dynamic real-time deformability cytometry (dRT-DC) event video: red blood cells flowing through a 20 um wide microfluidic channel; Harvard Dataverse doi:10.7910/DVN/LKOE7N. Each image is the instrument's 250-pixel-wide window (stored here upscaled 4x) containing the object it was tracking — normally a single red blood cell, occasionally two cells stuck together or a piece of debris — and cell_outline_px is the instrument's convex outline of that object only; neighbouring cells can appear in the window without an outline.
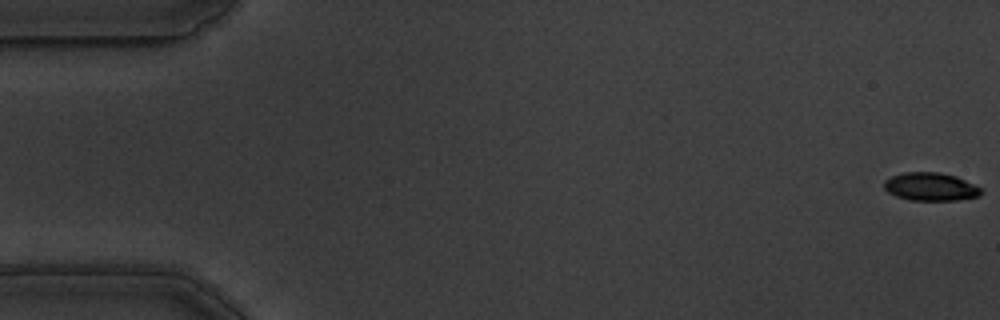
{"species": "common noctule bat (a hibernating species)", "species_latin": "Nyctalus noctula", "temperature_condition": "warm", "stored_images_in_passage": 58, "camera_frame_rate_fps": 3000, "um_per_image_px": 0.085, "animal": {"sex": "male", "body_mass_g": 19.5, "forearm_length_mm": 54.6}, "frame": {"image": 1, "passage_image": 1, "time_ms": 0.0, "image_size_px": [1000, 320], "cell_outline_px": [[984, 192], [980, 196], [956, 200], [908, 200], [896, 196], [888, 192], [884, 188], [884, 180], [892, 176], [904, 172], [940, 172], [956, 176], [984, 188]], "centroid_in_image_um": [79.14, 15.87], "position_along_channel_um": 5.9, "area_um2": 16.13}}
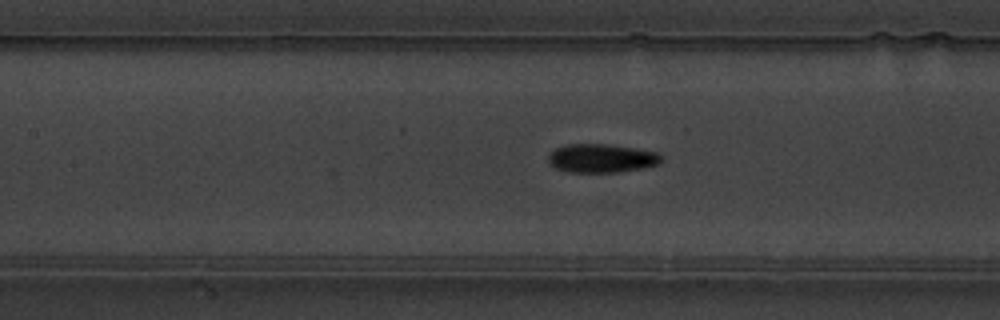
{"frame": {"image": 2, "passage_image": 26, "time_ms": 8.333, "image_size_px": [1000, 320], "cell_outline_px": [[660, 164], [640, 168], [616, 172], [568, 172], [556, 168], [548, 160], [548, 156], [556, 148], [568, 144], [608, 144], [636, 148], [656, 152], [660, 156]], "centroid_in_image_um": [51.12, 13.45], "position_along_channel_um": 156.3, "area_um2": 18.61}}
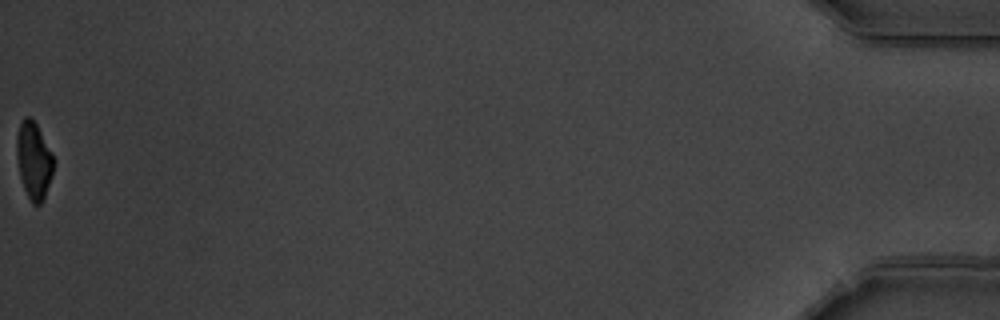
{"frame": {"image": 3, "passage_image": 58, "time_ms": 19.0, "image_size_px": [1000, 320], "cell_outline_px": [[52, 172], [44, 196], [40, 204], [32, 204], [24, 188], [20, 176], [16, 156], [16, 136], [20, 124], [24, 116], [32, 116], [52, 152]], "centroid_in_image_um": [2.83, 13.57], "position_along_channel_um": 432.4, "area_um2": 16.3}, "authors_computed_cell_mechanics": {"area_um2": 18.0047, "velocity_mm_per_s": 3.5484, "shape_relaxation_time_tau1_ms": 3.7531, "shape_relaxation_time_tau2_ms": 2.6048, "deformation_change_tau1": 0.1497, "deformation_change_tau2": 0.0938}}